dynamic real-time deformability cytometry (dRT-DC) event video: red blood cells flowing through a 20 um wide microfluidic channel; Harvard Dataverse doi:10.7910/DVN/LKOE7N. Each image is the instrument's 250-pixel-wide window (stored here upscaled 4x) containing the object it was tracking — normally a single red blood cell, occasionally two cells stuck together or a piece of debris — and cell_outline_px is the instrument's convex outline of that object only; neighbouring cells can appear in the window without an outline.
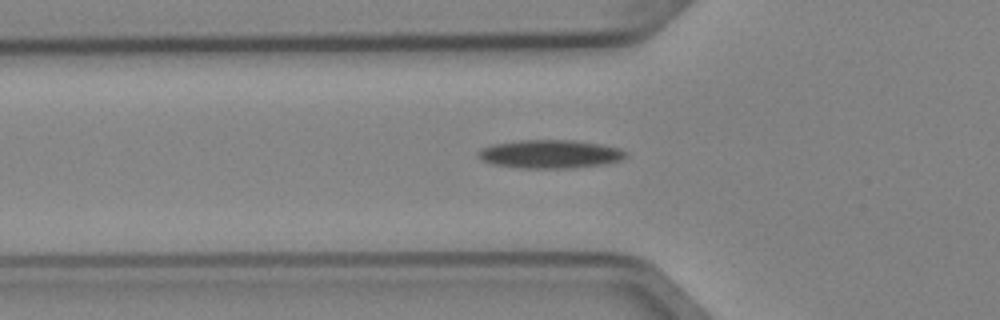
{"species": "Egyptian fruit bat (a non-hibernating species)", "species_latin": "Rousettus aegyptiacus", "temperature_condition": "cold", "stored_images_in_passage": 6, "segment_of_instrument_passage": [2, 2], "camera_frame_rate_fps": 3000, "um_per_image_px": 0.085, "animal": {"sex": "female"}, "frame": {"image": 1, "passage_image": 6, "time_ms": 1.667, "image_size_px": [1000, 320], "cell_outline_px": [[628, 156], [620, 160], [604, 164], [572, 168], [520, 168], [492, 164], [480, 160], [476, 156], [476, 152], [480, 148], [492, 144], [520, 140], [576, 140], [600, 144], [620, 148], [628, 152]], "centroid_in_image_um": [46.73, 13.09], "position_along_channel_um": 79.1, "area_um2": 24.8}}